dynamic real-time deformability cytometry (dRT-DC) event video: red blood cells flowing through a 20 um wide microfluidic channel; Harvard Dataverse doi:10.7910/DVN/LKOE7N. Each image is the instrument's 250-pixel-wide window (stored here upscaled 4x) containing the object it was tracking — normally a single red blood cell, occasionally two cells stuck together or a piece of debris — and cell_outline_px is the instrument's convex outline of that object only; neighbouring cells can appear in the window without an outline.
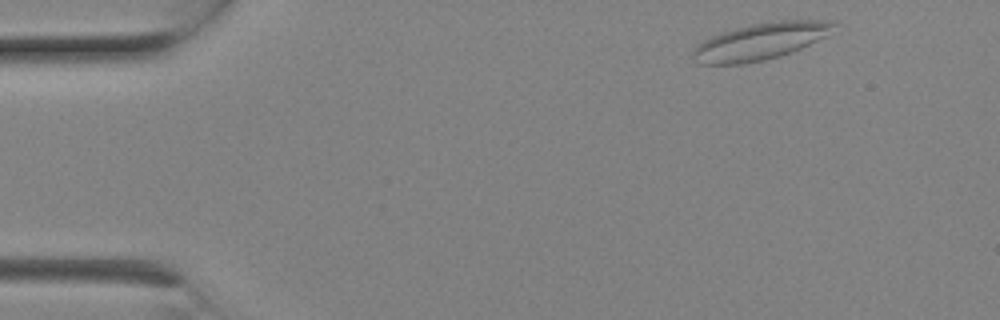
{"species": "Egyptian fruit bat (a non-hibernating species)", "species_latin": "Rousettus aegyptiacus", "temperature_condition": "room temperature", "stored_images_in_passage": 6, "camera_frame_rate_fps": 3000, "um_per_image_px": 0.085, "animal": {"sex": "female"}, "frame": {"image": 1, "passage_image": 1, "time_ms": 0.0, "image_size_px": [1000, 320], "cell_outline_px": [[836, 24], [828, 36], [800, 48], [780, 56], [764, 60], [744, 64], [704, 64], [692, 60], [692, 52], [696, 44], [712, 36], [736, 28], [752, 24], [780, 20], [832, 20]], "centroid_in_image_um": [64.64, 3.52], "position_along_channel_um": 20.4, "area_um2": 30.11}}